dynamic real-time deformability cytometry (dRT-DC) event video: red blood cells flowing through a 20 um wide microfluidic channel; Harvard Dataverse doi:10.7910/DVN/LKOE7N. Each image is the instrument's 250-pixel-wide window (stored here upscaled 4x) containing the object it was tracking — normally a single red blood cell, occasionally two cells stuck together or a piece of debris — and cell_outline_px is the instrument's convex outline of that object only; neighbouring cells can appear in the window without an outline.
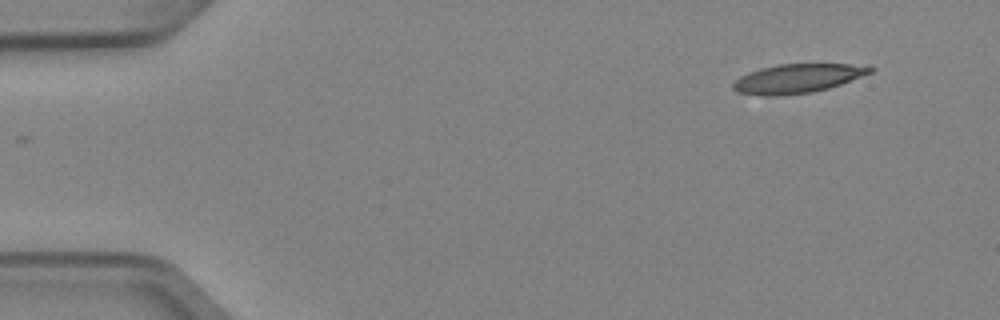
{"species": "Egyptian fruit bat (a non-hibernating species)", "species_latin": "Rousettus aegyptiacus", "temperature_condition": "cold", "stored_images_in_passage": 2, "camera_frame_rate_fps": 3000, "um_per_image_px": 0.085, "animal": {"sex": "female"}, "frame": {"image": 1, "passage_image": 2, "time_ms": 0.333, "image_size_px": [1000, 320], "cell_outline_px": [[876, 68], [872, 72], [840, 84], [828, 88], [812, 92], [776, 96], [764, 96], [740, 92], [732, 88], [732, 84], [740, 76], [748, 72], [760, 68], [776, 64], [848, 64]], "centroid_in_image_um": [67.74, 6.67], "position_along_channel_um": 17.3, "area_um2": 22.95}}